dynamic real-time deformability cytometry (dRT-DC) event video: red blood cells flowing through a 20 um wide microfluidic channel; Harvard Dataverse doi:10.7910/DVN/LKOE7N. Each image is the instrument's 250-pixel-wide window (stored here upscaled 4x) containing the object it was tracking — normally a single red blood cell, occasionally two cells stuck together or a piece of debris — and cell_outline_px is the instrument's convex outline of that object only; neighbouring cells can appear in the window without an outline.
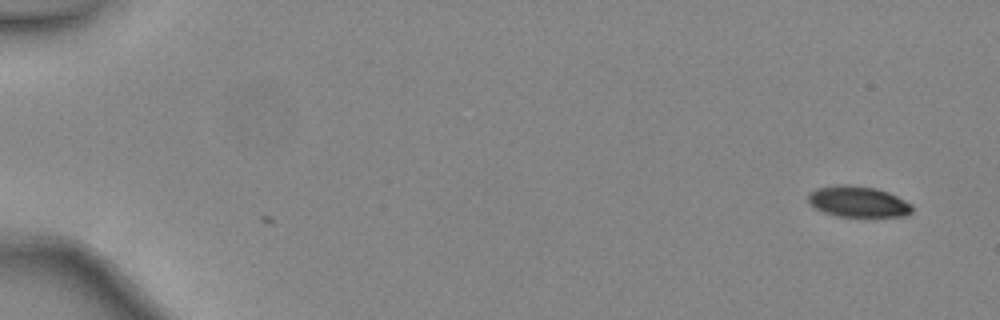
{"species": "common noctule bat (a hibernating species)", "species_latin": "Nyctalus noctula", "temperature_condition": "warm", "stored_images_in_passage": 4, "camera_frame_rate_fps": 3000, "um_per_image_px": 0.085, "animal": {"sex": "female", "body_mass_g": 24.6, "forearm_length_mm": 56.2}, "frame": {"image": 1, "passage_image": 4, "time_ms": 1.0, "image_size_px": [1000, 320], "cell_outline_px": [[912, 212], [904, 216], [836, 216], [824, 212], [816, 208], [808, 200], [808, 196], [816, 188], [836, 184], [848, 184], [876, 188], [888, 192], [912, 204]], "centroid_in_image_um": [72.94, 17.13], "position_along_channel_um": 12.1, "area_um2": 18.61}}